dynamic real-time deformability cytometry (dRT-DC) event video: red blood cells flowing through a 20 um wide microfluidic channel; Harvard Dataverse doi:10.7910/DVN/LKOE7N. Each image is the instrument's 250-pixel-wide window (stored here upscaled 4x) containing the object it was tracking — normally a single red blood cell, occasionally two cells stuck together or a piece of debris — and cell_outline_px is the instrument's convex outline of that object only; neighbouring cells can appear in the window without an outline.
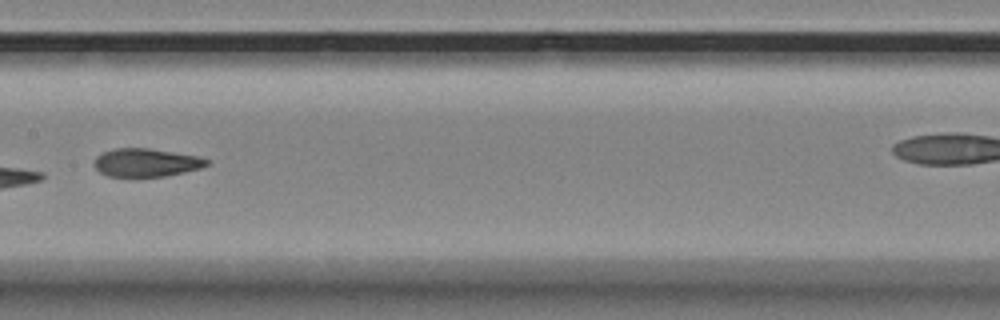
{"species": "Egyptian fruit bat (a non-hibernating species)", "species_latin": "Rousettus aegyptiacus", "temperature_condition": "room temperature", "stored_images_in_passage": 11, "camera_frame_rate_fps": 3000, "um_per_image_px": 0.085, "animal": {"sex": "female"}, "frame": {"image": 1, "passage_image": 4, "time_ms": 1.0, "image_size_px": [1000, 320], "cell_outline_px": [[208, 164], [200, 168], [184, 172], [164, 176], [136, 180], [108, 176], [100, 172], [92, 164], [96, 156], [104, 152], [116, 148], [148, 148], [196, 156], [208, 160]], "centroid_in_image_um": [12.34, 13.87], "position_along_channel_um": 195.1, "area_um2": 19.02}}
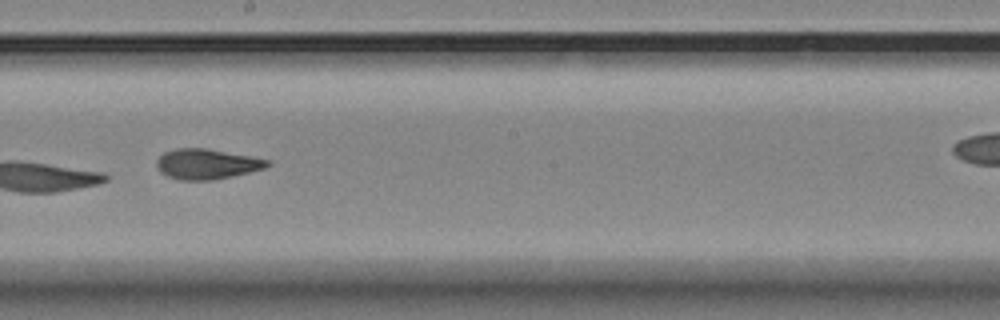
{"frame": {"image": 2, "passage_image": 5, "time_ms": 1.333, "image_size_px": [1000, 320], "cell_outline_px": [[272, 164], [264, 168], [232, 176], [212, 180], [180, 180], [168, 176], [160, 172], [156, 168], [156, 160], [164, 152], [176, 148], [204, 148], [252, 156], [268, 160]], "centroid_in_image_um": [17.55, 13.94], "position_along_channel_um": 230.7, "area_um2": 19.48}}
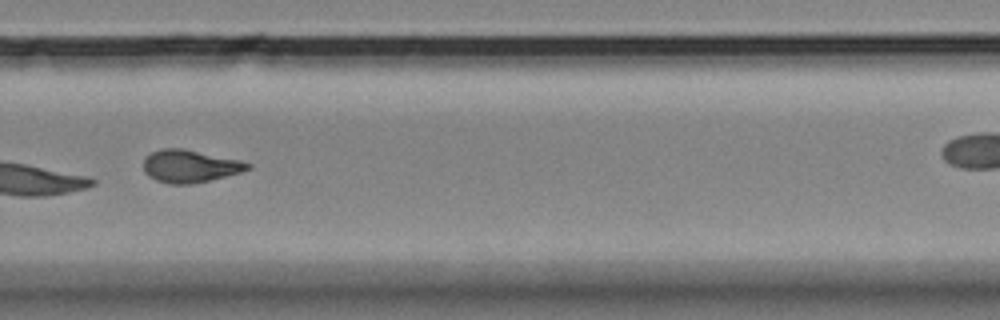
{"frame": {"image": 3, "passage_image": 7, "time_ms": 2.0, "image_size_px": [1000, 320], "cell_outline_px": [[252, 168], [240, 172], [192, 184], [168, 184], [156, 180], [148, 176], [144, 172], [144, 156], [160, 148], [184, 148], [240, 160], [252, 164]], "centroid_in_image_um": [16.11, 14.11], "position_along_channel_um": 313.7, "area_um2": 19.88}}